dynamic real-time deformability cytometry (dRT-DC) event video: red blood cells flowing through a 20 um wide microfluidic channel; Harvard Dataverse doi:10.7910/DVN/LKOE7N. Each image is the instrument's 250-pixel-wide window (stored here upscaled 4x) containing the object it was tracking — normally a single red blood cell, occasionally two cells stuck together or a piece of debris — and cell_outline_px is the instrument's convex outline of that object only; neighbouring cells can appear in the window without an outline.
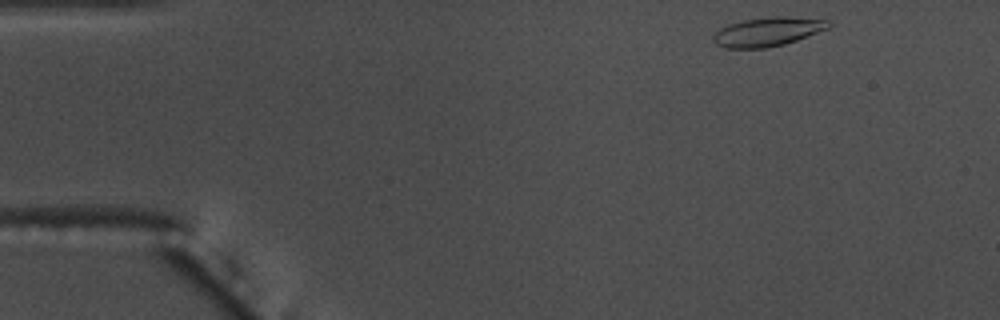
{"species": "common noctule bat (a hibernating species)", "species_latin": "Nyctalus noctula", "temperature_condition": "warm", "stored_images_in_passage": 50, "camera_frame_rate_fps": 3000, "um_per_image_px": 0.085, "animal": {"sex": "male", "body_mass_g": 17.5, "forearm_length_mm": 52.3}, "frame": {"image": 1, "passage_image": 1, "time_ms": 0.0, "image_size_px": [1000, 320], "cell_outline_px": [[832, 24], [828, 28], [796, 40], [784, 44], [764, 48], [724, 48], [716, 44], [712, 40], [712, 36], [720, 28], [728, 24], [744, 20], [772, 16], [784, 16], [828, 20]], "centroid_in_image_um": [65.22, 2.69], "position_along_channel_um": 19.8, "area_um2": 19.36}}
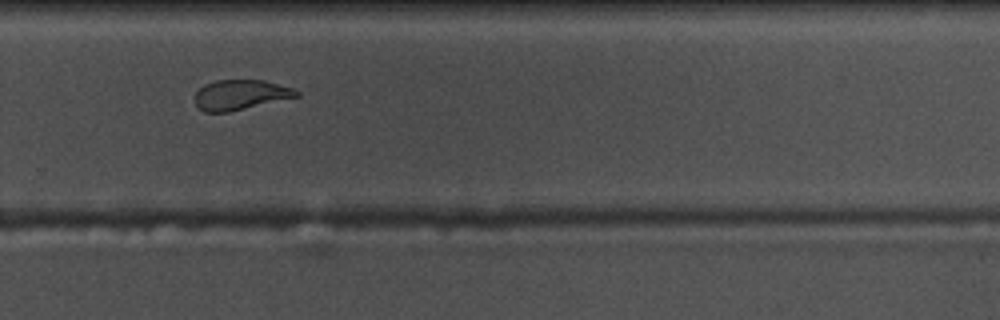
{"frame": {"image": 2, "passage_image": 32, "time_ms": 10.333, "image_size_px": [1000, 320], "cell_outline_px": [[300, 96], [228, 112], [204, 112], [196, 104], [196, 92], [204, 84], [216, 80], [264, 80], [292, 88], [300, 92]], "centroid_in_image_um": [20.45, 8.05], "position_along_channel_um": 309.4, "area_um2": 17.63}}
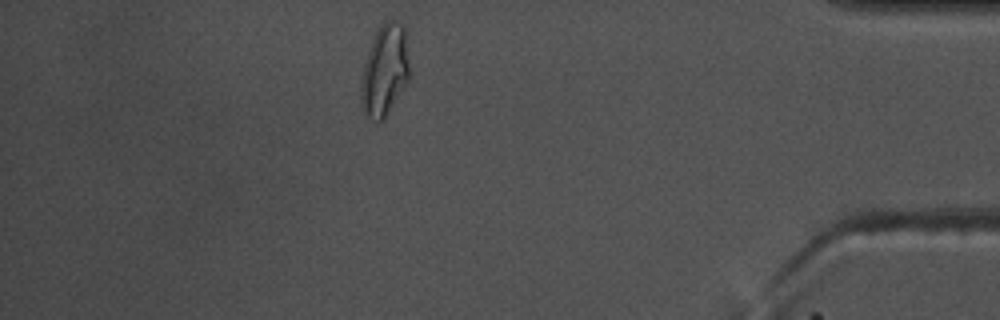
{"frame": {"image": 3, "passage_image": 43, "time_ms": 14.0, "image_size_px": [1000, 320], "cell_outline_px": [[412, 76], [384, 120], [376, 124], [364, 112], [360, 104], [360, 88], [364, 64], [368, 52], [376, 32], [384, 20], [392, 20], [400, 24], [404, 28]], "centroid_in_image_um": [32.72, 6.05], "position_along_channel_um": 402.5, "area_um2": 26.24}, "authors_computed_cell_mechanics": {"area_um2": 18.9006, "velocity_mm_per_s": 3.6913, "shape_relaxation_time_tau1_ms": 6.2618, "shape_relaxation_time_tau2_ms": 2.607, "deformation_change_tau1": 0.1973, "deformation_change_tau2": 0.1054}}